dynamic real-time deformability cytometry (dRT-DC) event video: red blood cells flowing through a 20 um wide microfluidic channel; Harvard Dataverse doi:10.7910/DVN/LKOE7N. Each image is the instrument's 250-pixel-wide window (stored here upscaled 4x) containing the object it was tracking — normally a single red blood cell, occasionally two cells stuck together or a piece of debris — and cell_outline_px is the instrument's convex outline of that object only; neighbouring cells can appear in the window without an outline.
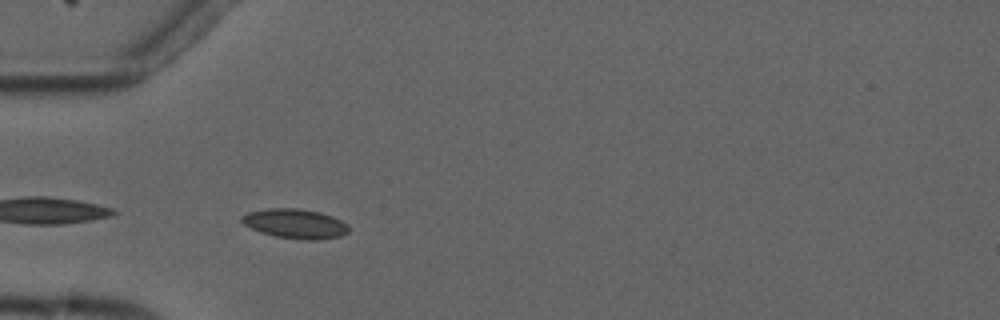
{"species": "common noctule bat (a hibernating species)", "species_latin": "Nyctalus noctula", "temperature_condition": "cold", "stored_images_in_passage": 12, "camera_frame_rate_fps": 3000, "um_per_image_px": 0.085, "animal": {"sex": "male", "forearm_length_mm": 52.5}, "frame": {"image": 1, "passage_image": 2, "time_ms": 2.0, "image_size_px": [1000, 320], "cell_outline_px": [[348, 232], [340, 236], [320, 240], [304, 240], [276, 236], [260, 232], [244, 224], [240, 220], [240, 216], [248, 212], [268, 208], [296, 208], [320, 212], [332, 216], [348, 224]], "centroid_in_image_um": [25.08, 19.01], "position_along_channel_um": 59.9, "area_um2": 18.44}}
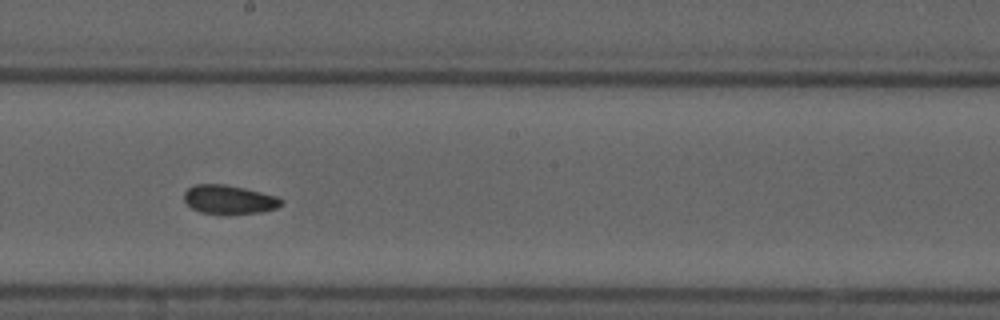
{"frame": {"image": 2, "passage_image": 6, "time_ms": 6.667, "image_size_px": [1000, 320], "cell_outline_px": [[284, 204], [276, 208], [256, 212], [228, 216], [220, 216], [200, 212], [192, 208], [184, 200], [184, 192], [188, 188], [196, 184], [224, 184], [244, 188], [276, 196], [284, 200]], "centroid_in_image_um": [19.46, 16.99], "position_along_channel_um": 228.7, "area_um2": 16.7}}
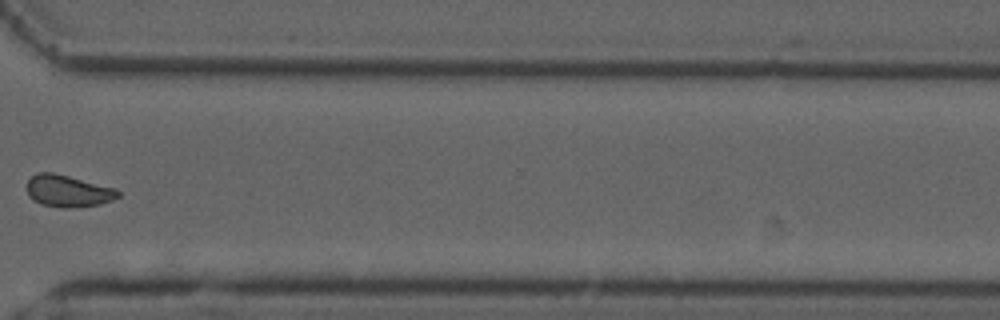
{"frame": {"image": 3, "passage_image": 9, "time_ms": 10.333, "image_size_px": [1000, 320], "cell_outline_px": [[120, 196], [112, 200], [100, 204], [68, 208], [64, 208], [40, 204], [32, 200], [28, 196], [28, 180], [36, 172], [52, 172], [116, 188], [120, 192]], "centroid_in_image_um": [5.77, 16.24], "position_along_channel_um": 364.8, "area_um2": 16.94}, "authors_computed_cell_mechanics": {"area_um2": 16.762, "velocity_mm_per_s": 3.7072, "shape_relaxation_time_tau1_ms": 1.8242, "shape_relaxation_time_tau2_ms": null, "deformation_change_tau1": 0.0709, "deformation_change_tau2": null}}